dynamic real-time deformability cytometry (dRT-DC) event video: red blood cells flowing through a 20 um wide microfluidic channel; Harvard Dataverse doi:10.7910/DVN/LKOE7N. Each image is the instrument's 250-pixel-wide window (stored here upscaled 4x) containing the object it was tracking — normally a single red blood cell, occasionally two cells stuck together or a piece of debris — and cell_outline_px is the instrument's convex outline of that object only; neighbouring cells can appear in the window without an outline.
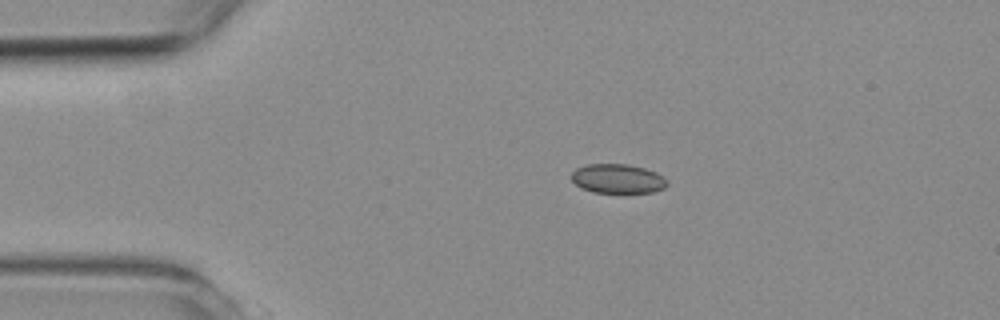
{"species": "common noctule bat (a hibernating species)", "species_latin": "Nyctalus noctula", "temperature_condition": "room temperature", "stored_images_in_passage": 5, "camera_frame_rate_fps": 3000, "um_per_image_px": 0.085, "animal": {"sex": "female", "body_mass_g": 19.3, "forearm_length_mm": 54.1}, "frame": {"image": 1, "passage_image": 4, "time_ms": 3.333, "image_size_px": [1000, 320], "cell_outline_px": [[668, 184], [664, 188], [652, 192], [592, 192], [580, 188], [572, 180], [572, 172], [576, 168], [588, 164], [628, 164], [644, 168], [656, 172], [664, 176], [668, 180]], "centroid_in_image_um": [52.52, 15.18], "position_along_channel_um": 32.5, "area_um2": 16.36}}
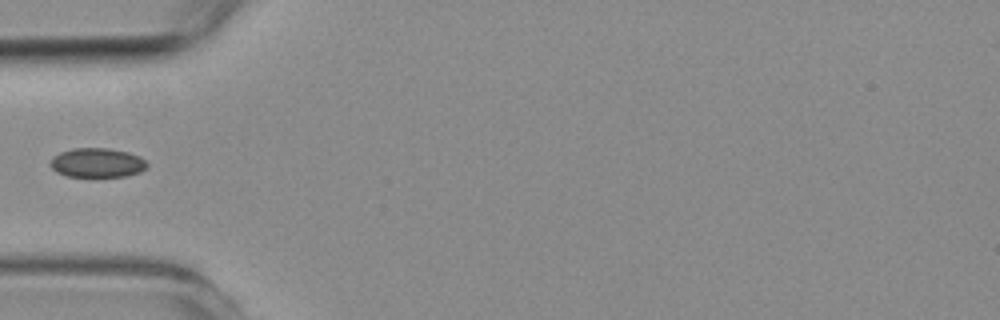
{"frame": {"image": 2, "passage_image": 5, "time_ms": 5.667, "image_size_px": [1000, 320], "cell_outline_px": [[148, 168], [140, 172], [124, 176], [64, 176], [56, 172], [48, 164], [52, 156], [60, 152], [72, 148], [108, 148], [128, 152], [140, 156], [148, 164]], "centroid_in_image_um": [8.23, 13.82], "position_along_channel_um": 76.8, "area_um2": 16.7}}